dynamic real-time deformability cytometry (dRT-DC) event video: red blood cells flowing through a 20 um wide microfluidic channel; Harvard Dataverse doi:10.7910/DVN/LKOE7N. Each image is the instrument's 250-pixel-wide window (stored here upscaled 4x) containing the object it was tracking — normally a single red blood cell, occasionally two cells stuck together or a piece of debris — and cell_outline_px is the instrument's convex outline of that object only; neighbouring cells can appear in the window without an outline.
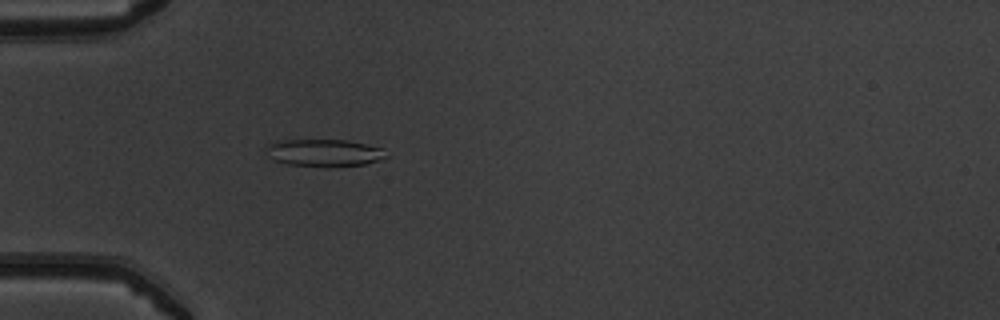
{"species": "common noctule bat (a hibernating species)", "species_latin": "Nyctalus noctula", "temperature_condition": "warm", "stored_images_in_passage": 47, "camera_frame_rate_fps": 3000, "um_per_image_px": 0.085, "animal": {"sex": "male", "body_mass_g": 19.5, "forearm_length_mm": 54.6}, "frame": {"image": 1, "passage_image": 12, "time_ms": 3.667, "image_size_px": [1000, 320], "cell_outline_px": [[388, 156], [364, 164], [288, 164], [276, 160], [264, 148], [268, 144], [284, 140], [348, 140], [384, 148]], "centroid_in_image_um": [27.59, 12.93], "position_along_channel_um": 57.4, "area_um2": 17.98}}
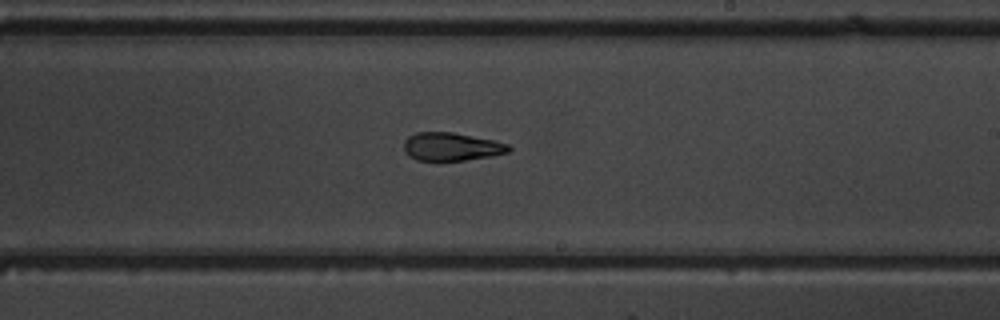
{"frame": {"image": 2, "passage_image": 27, "time_ms": 8.667, "image_size_px": [1000, 320], "cell_outline_px": [[512, 148], [508, 152], [488, 156], [464, 160], [436, 164], [416, 160], [408, 156], [404, 152], [404, 140], [408, 136], [416, 132], [452, 132], [492, 140], [508, 144]], "centroid_in_image_um": [38.27, 12.51], "position_along_channel_um": 250.7, "area_um2": 17.74}}
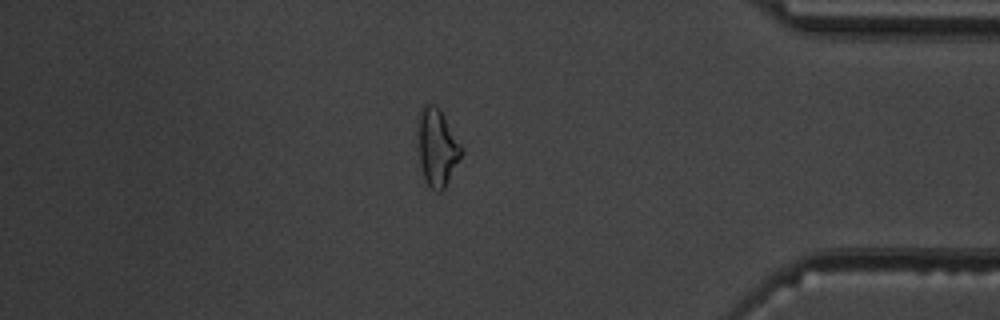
{"frame": {"image": 3, "passage_image": 40, "time_ms": 13.0, "image_size_px": [1000, 320], "cell_outline_px": [[464, 152], [444, 188], [440, 192], [436, 192], [424, 180], [420, 164], [416, 120], [420, 108], [424, 104], [432, 104], [440, 108], [464, 148]], "centroid_in_image_um": [37.15, 12.48], "position_along_channel_um": 398.1, "area_um2": 20.11}, "authors_computed_cell_mechanics": {"area_um2": 18.7272, "velocity_mm_per_s": 4.0266, "shape_relaxation_time_tau1_ms": null, "shape_relaxation_time_tau2_ms": 3.5776, "deformation_change_tau1": null, "deformation_change_tau2": 0.1201}}